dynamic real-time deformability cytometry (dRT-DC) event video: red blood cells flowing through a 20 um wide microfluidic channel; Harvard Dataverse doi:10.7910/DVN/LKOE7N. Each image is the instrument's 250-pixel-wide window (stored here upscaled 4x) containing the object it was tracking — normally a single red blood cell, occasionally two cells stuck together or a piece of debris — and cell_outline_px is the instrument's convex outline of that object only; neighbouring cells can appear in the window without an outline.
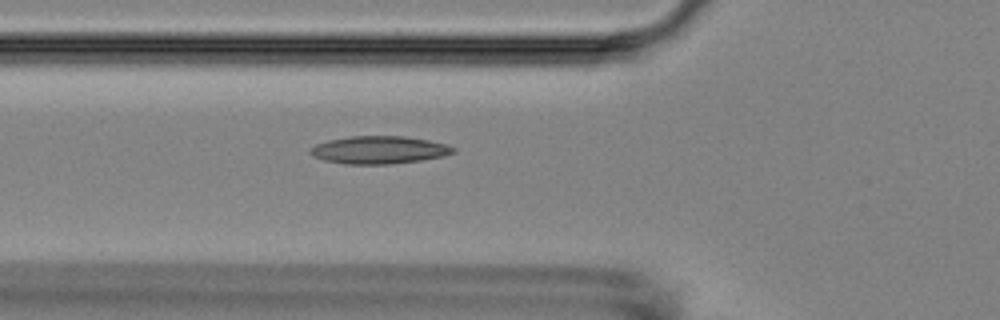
{"species": "Egyptian fruit bat (a non-hibernating species)", "species_latin": "Rousettus aegyptiacus", "temperature_condition": "room temperature", "stored_images_in_passage": 5, "camera_frame_rate_fps": 3000, "um_per_image_px": 0.085, "animal": {"sex": "female"}, "frame": {"image": 1, "passage_image": 5, "time_ms": 4.667, "image_size_px": [1000, 320], "cell_outline_px": [[456, 152], [444, 156], [420, 160], [388, 164], [344, 164], [324, 160], [312, 156], [308, 152], [308, 148], [316, 144], [328, 140], [352, 136], [404, 136], [428, 140], [444, 144], [456, 148]], "centroid_in_image_um": [32.18, 12.74], "position_along_channel_um": 93.6, "area_um2": 23.12}}